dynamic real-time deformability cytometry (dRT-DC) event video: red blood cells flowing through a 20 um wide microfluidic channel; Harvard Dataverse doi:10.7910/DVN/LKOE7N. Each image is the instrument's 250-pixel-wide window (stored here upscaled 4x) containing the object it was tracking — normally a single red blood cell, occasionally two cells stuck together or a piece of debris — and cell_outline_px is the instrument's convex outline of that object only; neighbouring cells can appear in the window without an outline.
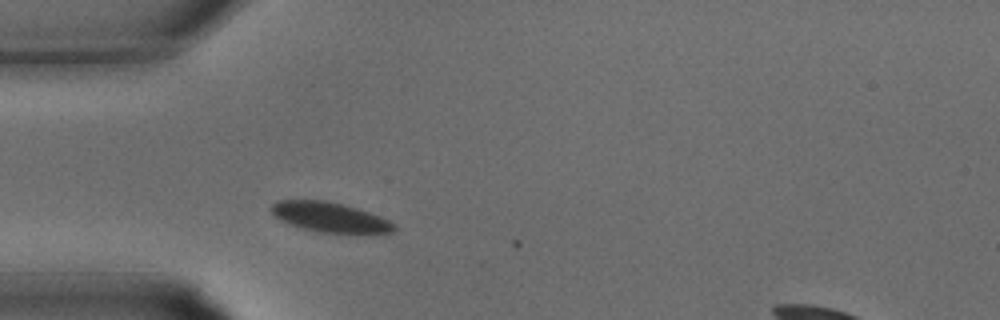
{"species": "common noctule bat (a hibernating species)", "species_latin": "Nyctalus noctula", "temperature_condition": "warm", "stored_images_in_passage": 3, "camera_frame_rate_fps": 3000, "um_per_image_px": 0.085, "animal": {"sex": "male", "body_mass_g": 15.6}, "frame": {"image": 1, "passage_image": 2, "time_ms": 0.333, "image_size_px": [1000, 320], "cell_outline_px": [[396, 228], [392, 232], [380, 236], [372, 236], [320, 232], [304, 228], [280, 220], [272, 212], [272, 204], [276, 200], [324, 200], [344, 204], [380, 216], [396, 224]], "centroid_in_image_um": [28.18, 18.51], "position_along_channel_um": 56.8, "area_um2": 21.96}}